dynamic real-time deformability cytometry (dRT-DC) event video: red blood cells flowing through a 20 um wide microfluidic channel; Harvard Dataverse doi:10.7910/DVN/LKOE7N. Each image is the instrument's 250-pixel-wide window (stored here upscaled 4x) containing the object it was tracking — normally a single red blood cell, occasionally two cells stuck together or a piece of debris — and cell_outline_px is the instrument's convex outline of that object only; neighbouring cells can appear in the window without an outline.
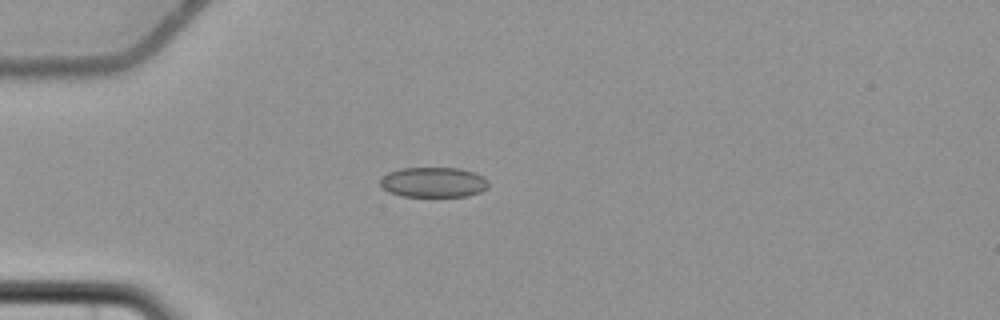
{"species": "common noctule bat (a hibernating species)", "species_latin": "Nyctalus noctula", "temperature_condition": "cold", "stored_images_in_passage": 6, "camera_frame_rate_fps": 3000, "um_per_image_px": 0.085, "animal": {"sex": "female", "body_mass_g": 22.7, "forearm_length_mm": 54.2}, "frame": {"image": 1, "passage_image": 4, "time_ms": 5.667, "image_size_px": [1000, 320], "cell_outline_px": [[488, 188], [480, 192], [468, 196], [400, 196], [388, 192], [380, 188], [380, 180], [388, 172], [400, 168], [460, 168], [484, 176], [488, 180]], "centroid_in_image_um": [36.83, 15.49], "position_along_channel_um": 48.2, "area_um2": 19.19}}
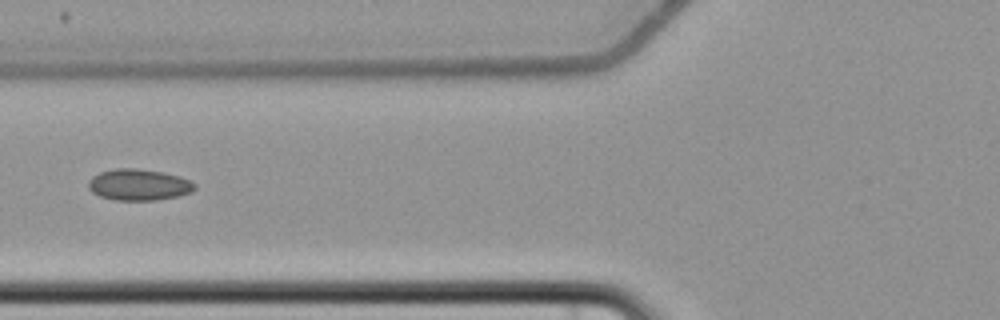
{"frame": {"image": 2, "passage_image": 6, "time_ms": 8.0, "image_size_px": [1000, 320], "cell_outline_px": [[196, 188], [192, 192], [180, 196], [156, 200], [116, 200], [100, 196], [92, 192], [88, 188], [88, 180], [92, 176], [100, 172], [112, 168], [136, 168], [164, 172], [180, 176], [192, 180], [196, 184]], "centroid_in_image_um": [11.82, 15.69], "position_along_channel_um": 114.0, "area_um2": 19.77}}